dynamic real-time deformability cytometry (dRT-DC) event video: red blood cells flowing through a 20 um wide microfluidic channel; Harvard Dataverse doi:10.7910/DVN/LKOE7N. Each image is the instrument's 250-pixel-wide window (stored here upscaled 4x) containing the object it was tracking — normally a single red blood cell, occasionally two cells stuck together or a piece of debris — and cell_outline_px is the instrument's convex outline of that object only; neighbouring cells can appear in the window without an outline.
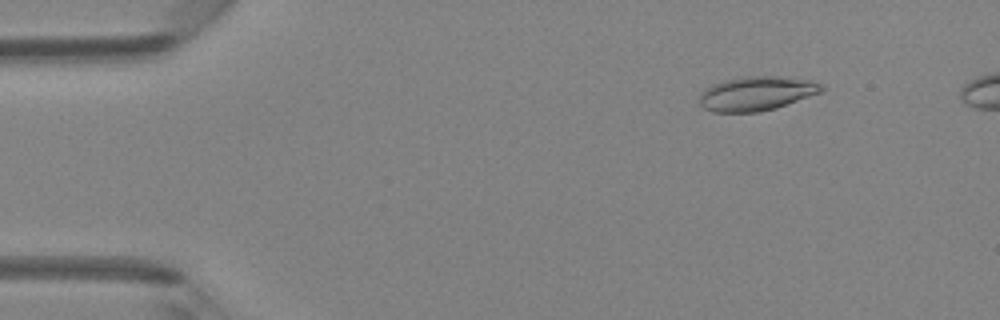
{"species": "Egyptian fruit bat (a non-hibernating species)", "species_latin": "Rousettus aegyptiacus", "temperature_condition": "room temperature", "stored_images_in_passage": 14, "camera_frame_rate_fps": 3000, "um_per_image_px": 0.085, "animal": {"sex": "female"}, "frame": {"image": 1, "passage_image": 6, "time_ms": 1.667, "image_size_px": [1000, 320], "cell_outline_px": [[824, 88], [820, 92], [776, 108], [760, 112], [712, 112], [704, 108], [700, 104], [700, 92], [704, 88], [712, 84], [724, 80], [744, 76], [780, 76], [812, 80], [820, 84]], "centroid_in_image_um": [64.26, 7.94], "position_along_channel_um": 20.7, "area_um2": 24.39}}
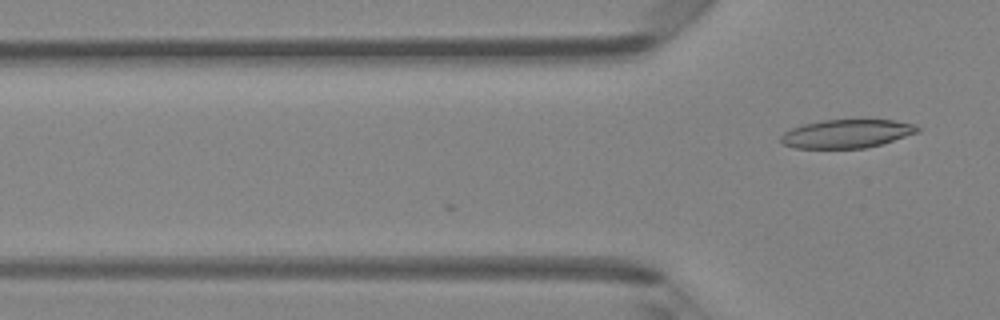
{"frame": {"image": 2, "passage_image": 14, "time_ms": 4.333, "image_size_px": [1000, 320], "cell_outline_px": [[920, 132], [880, 144], [864, 148], [796, 148], [784, 144], [780, 140], [780, 136], [784, 132], [792, 128], [804, 124], [824, 120], [892, 120], [912, 124], [920, 128]], "centroid_in_image_um": [71.96, 11.37], "position_along_channel_um": 53.8, "area_um2": 22.43}}